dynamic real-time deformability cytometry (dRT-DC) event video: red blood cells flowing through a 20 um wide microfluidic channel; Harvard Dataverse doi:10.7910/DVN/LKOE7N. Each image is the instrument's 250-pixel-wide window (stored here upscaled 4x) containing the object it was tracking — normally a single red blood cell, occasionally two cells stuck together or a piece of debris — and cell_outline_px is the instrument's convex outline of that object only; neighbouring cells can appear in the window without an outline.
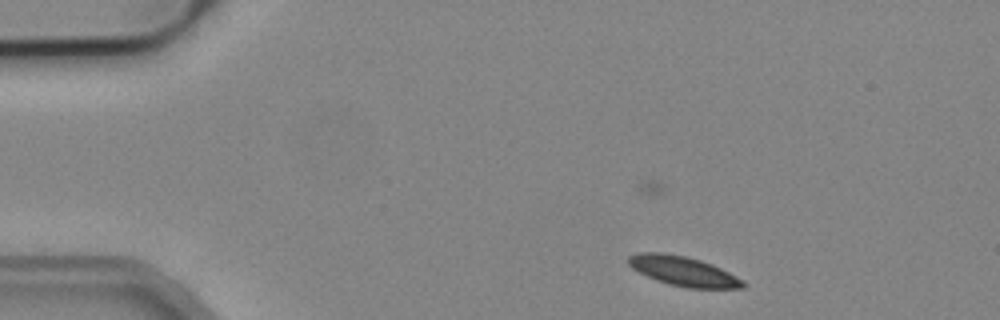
{"species": "common noctule bat (a hibernating species)", "species_latin": "Nyctalus noctula", "temperature_condition": "cold", "stored_images_in_passage": 3, "camera_frame_rate_fps": 3000, "um_per_image_px": 0.085, "animal": {"sex": "male", "body_mass_g": 19.2, "forearm_length_mm": 51.8}, "frame": {"image": 1, "passage_image": 1, "time_ms": 0.0, "image_size_px": [1000, 320], "cell_outline_px": [[748, 284], [744, 288], [688, 288], [668, 284], [656, 280], [632, 268], [628, 264], [628, 256], [636, 252], [664, 252], [688, 256], [712, 264], [744, 280]], "centroid_in_image_um": [58.08, 23.04], "position_along_channel_um": 26.9, "area_um2": 19.94}}